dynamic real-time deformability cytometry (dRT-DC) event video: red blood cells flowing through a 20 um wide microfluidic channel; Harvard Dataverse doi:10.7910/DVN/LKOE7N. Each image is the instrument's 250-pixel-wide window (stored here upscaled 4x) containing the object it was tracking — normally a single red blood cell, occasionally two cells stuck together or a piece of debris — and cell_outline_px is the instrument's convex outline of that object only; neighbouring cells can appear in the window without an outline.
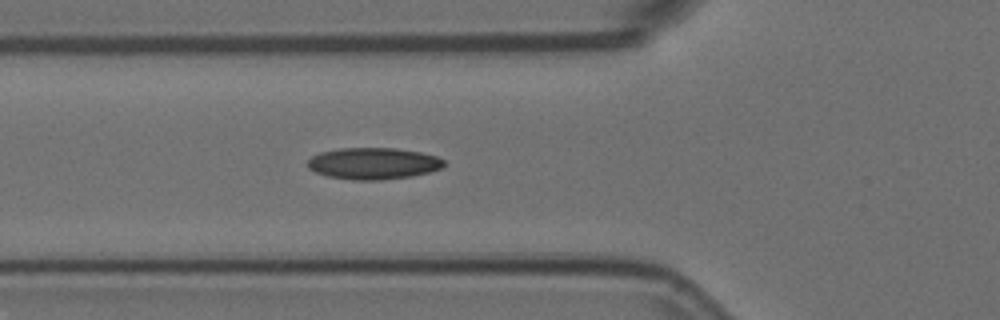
{"species": "Egyptian fruit bat (a non-hibernating species)", "species_latin": "Rousettus aegyptiacus", "temperature_condition": "room temperature", "stored_images_in_passage": 6, "camera_frame_rate_fps": 3000, "um_per_image_px": 0.085, "animal": {"sex": "female"}, "frame": {"image": 1, "passage_image": 5, "time_ms": 1.333, "image_size_px": [1000, 320], "cell_outline_px": [[448, 164], [444, 168], [412, 176], [380, 180], [356, 180], [328, 176], [316, 172], [308, 168], [308, 160], [312, 156], [320, 152], [340, 148], [396, 148], [420, 152], [436, 156], [444, 160]], "centroid_in_image_um": [31.77, 13.89], "position_along_channel_um": 94.0, "area_um2": 25.2}}